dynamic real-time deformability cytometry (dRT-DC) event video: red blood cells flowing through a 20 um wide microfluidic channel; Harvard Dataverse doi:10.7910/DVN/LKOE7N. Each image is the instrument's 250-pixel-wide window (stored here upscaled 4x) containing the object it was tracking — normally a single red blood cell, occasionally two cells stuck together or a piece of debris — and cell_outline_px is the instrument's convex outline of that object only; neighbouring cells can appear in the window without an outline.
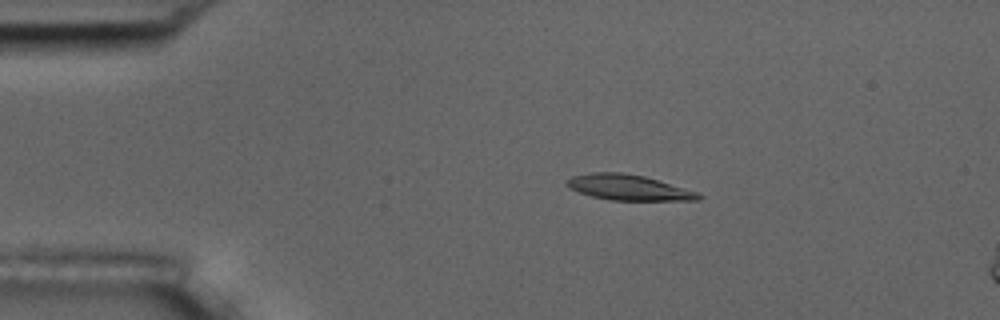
{"species": "common noctule bat (a hibernating species)", "species_latin": "Nyctalus noctula", "temperature_condition": "room temperature", "stored_images_in_passage": 6, "camera_frame_rate_fps": 3000, "um_per_image_px": 0.085, "animal": {"sex": "male", "body_mass_g": 17.5, "forearm_length_mm": 52.3}, "frame": {"image": 1, "passage_image": 4, "time_ms": 3.333, "image_size_px": [1000, 320], "cell_outline_px": [[704, 196], [696, 200], [608, 200], [592, 196], [568, 188], [564, 184], [564, 180], [572, 176], [592, 172], [624, 172], [644, 176], [696, 192]], "centroid_in_image_um": [53.33, 15.92], "position_along_channel_um": 31.7, "area_um2": 19.48}}